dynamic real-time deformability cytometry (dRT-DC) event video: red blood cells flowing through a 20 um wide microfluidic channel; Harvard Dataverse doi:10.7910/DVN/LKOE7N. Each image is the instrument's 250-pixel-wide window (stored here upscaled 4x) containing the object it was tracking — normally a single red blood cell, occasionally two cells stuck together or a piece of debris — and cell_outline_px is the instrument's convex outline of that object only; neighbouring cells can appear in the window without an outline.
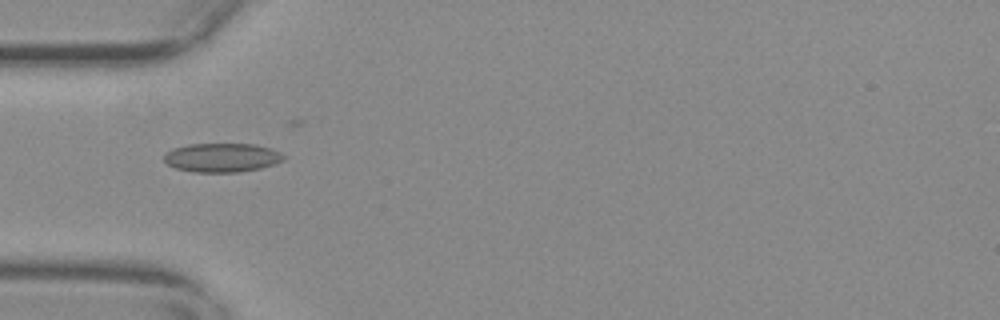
{"species": "common noctule bat (a hibernating species)", "species_latin": "Nyctalus noctula", "temperature_condition": "warm", "stored_images_in_passage": 28, "camera_frame_rate_fps": 3000, "um_per_image_px": 0.085, "animal": {"sex": "female", "body_mass_g": 29.2, "forearm_length_mm": 56.3}, "frame": {"image": 1, "passage_image": 3, "time_ms": 0.667, "image_size_px": [1000, 320], "cell_outline_px": [[284, 160], [260, 168], [240, 172], [192, 172], [176, 168], [168, 164], [164, 160], [164, 156], [172, 148], [188, 144], [256, 144], [272, 148], [280, 152], [284, 156]], "centroid_in_image_um": [18.87, 13.39], "position_along_channel_um": 66.1, "area_um2": 20.17}}
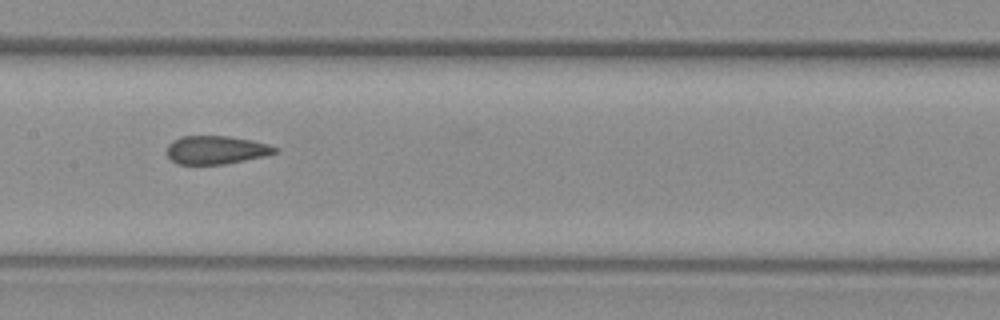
{"frame": {"image": 2, "passage_image": 13, "time_ms": 4.0, "image_size_px": [1000, 320], "cell_outline_px": [[280, 152], [264, 156], [224, 164], [176, 164], [168, 156], [168, 144], [172, 140], [180, 136], [228, 136], [252, 140], [268, 144], [280, 148]], "centroid_in_image_um": [18.4, 12.74], "position_along_channel_um": 189.0, "area_um2": 17.92}}
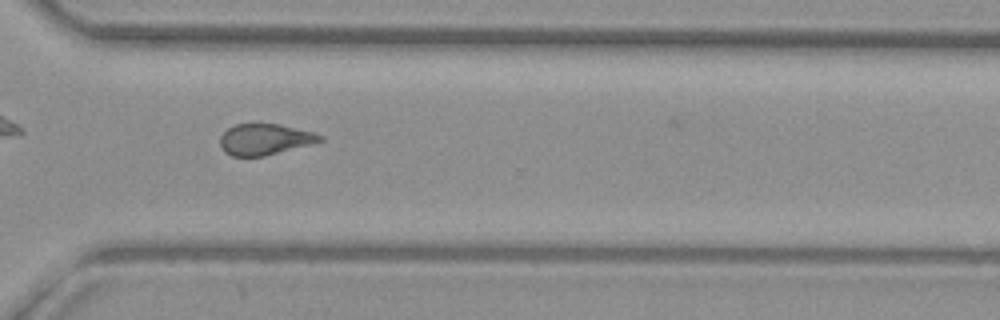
{"frame": {"image": 3, "passage_image": 26, "time_ms": 8.333, "image_size_px": [1000, 320], "cell_outline_px": [[324, 140], [264, 156], [232, 156], [224, 152], [220, 148], [220, 136], [228, 128], [236, 124], [280, 124], [312, 132], [324, 136]], "centroid_in_image_um": [22.47, 11.84], "position_along_channel_um": 348.1, "area_um2": 17.92}}